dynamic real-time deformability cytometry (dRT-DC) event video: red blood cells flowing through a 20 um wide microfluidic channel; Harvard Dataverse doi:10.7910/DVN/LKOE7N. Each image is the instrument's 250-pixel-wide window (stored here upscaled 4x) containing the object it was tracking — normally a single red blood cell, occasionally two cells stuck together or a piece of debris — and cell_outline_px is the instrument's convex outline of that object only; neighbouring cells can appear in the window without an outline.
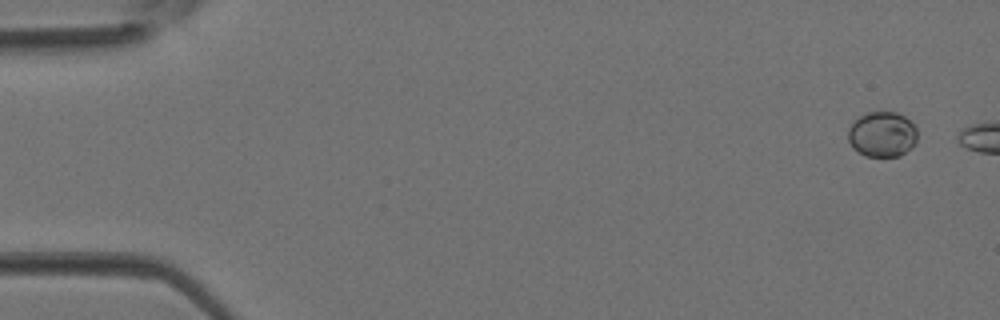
{"species": "Egyptian fruit bat (a non-hibernating species)", "species_latin": "Rousettus aegyptiacus", "temperature_condition": "room temperature", "stored_images_in_passage": 3, "camera_frame_rate_fps": 3000, "um_per_image_px": 0.085, "animal": {"sex": "female"}, "frame": {"image": 1, "passage_image": 1, "time_ms": 0.0, "image_size_px": [1000, 320], "cell_outline_px": [[916, 140], [912, 148], [900, 156], [864, 156], [852, 148], [848, 140], [848, 128], [860, 116], [868, 112], [896, 112], [904, 116], [916, 128]], "centroid_in_image_um": [74.97, 11.43], "position_along_channel_um": 10.0, "area_um2": 18.26}}